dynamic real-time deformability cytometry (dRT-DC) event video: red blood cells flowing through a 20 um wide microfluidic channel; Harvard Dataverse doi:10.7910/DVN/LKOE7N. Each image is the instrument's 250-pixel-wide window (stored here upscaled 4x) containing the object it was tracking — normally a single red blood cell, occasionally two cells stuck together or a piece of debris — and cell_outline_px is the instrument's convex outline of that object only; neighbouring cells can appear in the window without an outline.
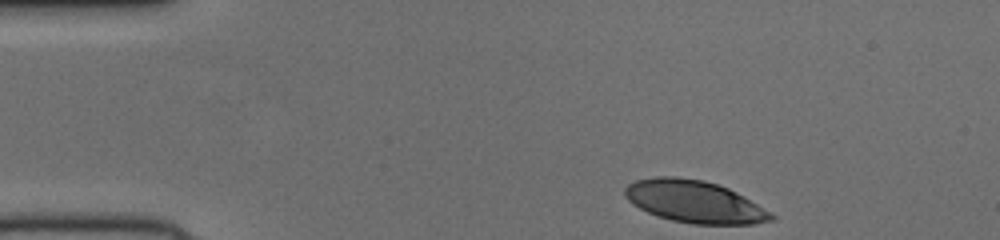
{"species": "human", "species_latin": "Homo sapiens", "temperature_condition": "cold", "stored_images_in_passage": 37, "camera_frame_rate_fps": 3000, "um_per_image_px": 0.085, "donor": {"sex": "female"}, "frame": {"image": 1, "passage_image": 1, "time_ms": 0.0, "image_size_px": [1000, 240], "cell_outline_px": [[776, 216], [772, 220], [752, 224], [692, 224], [672, 220], [648, 212], [632, 204], [624, 196], [624, 188], [628, 184], [636, 180], [656, 176], [676, 176], [704, 180], [728, 188], [744, 196], [772, 212]], "centroid_in_image_um": [59.03, 17.13], "position_along_channel_um": 26.0, "area_um2": 36.01}}
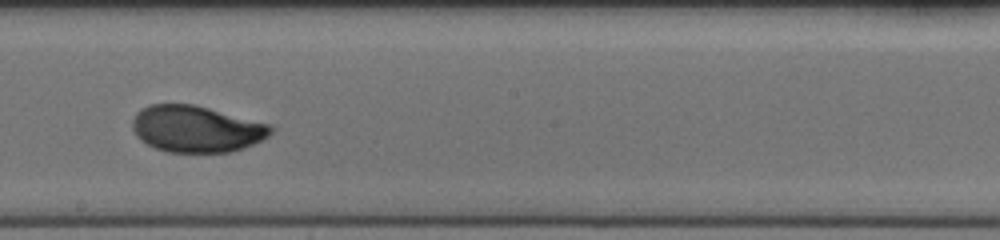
{"frame": {"image": 2, "passage_image": 22, "time_ms": 7.0, "image_size_px": [1000, 240], "cell_outline_px": [[276, 128], [268, 136], [244, 148], [232, 152], [168, 152], [156, 148], [140, 140], [136, 136], [132, 128], [132, 120], [136, 112], [140, 108], [148, 104], [196, 104], [272, 124]], "centroid_in_image_um": [16.7, 10.94], "position_along_channel_um": 231.5, "area_um2": 38.03}}
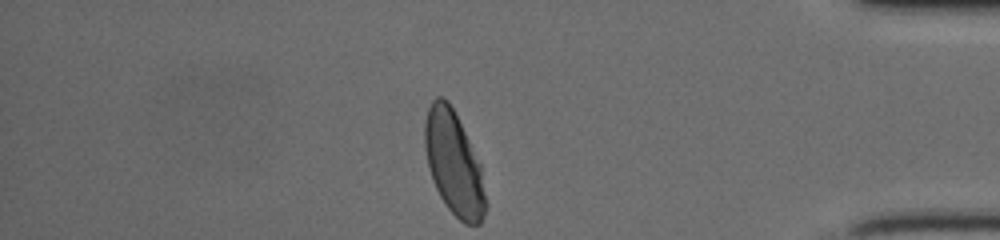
{"frame": {"image": 3, "passage_image": 37, "time_ms": 12.0, "image_size_px": [1000, 240], "cell_outline_px": [[488, 204], [484, 216], [480, 224], [464, 224], [448, 208], [440, 196], [432, 180], [428, 168], [424, 148], [424, 120], [428, 108], [432, 100], [436, 96], [440, 96], [448, 100], [480, 164]], "centroid_in_image_um": [38.56, 13.91], "position_along_channel_um": 396.6, "area_um2": 36.7}}